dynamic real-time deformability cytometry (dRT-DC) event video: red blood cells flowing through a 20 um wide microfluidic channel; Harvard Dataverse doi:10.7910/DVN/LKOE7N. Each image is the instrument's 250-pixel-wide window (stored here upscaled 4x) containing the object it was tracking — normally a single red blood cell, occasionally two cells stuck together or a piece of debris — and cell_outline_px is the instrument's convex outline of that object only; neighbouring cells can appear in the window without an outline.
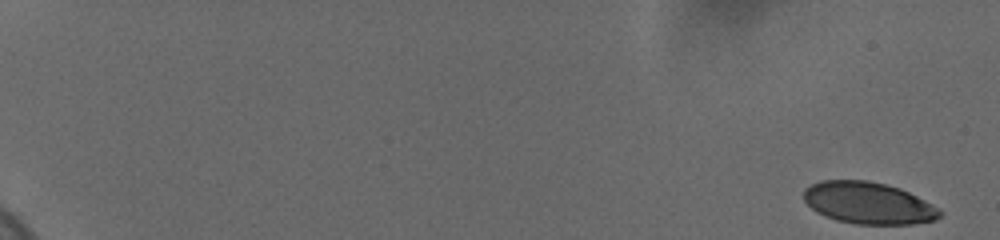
{"species": "human", "species_latin": "Homo sapiens", "temperature_condition": "cold", "stored_images_in_passage": 32, "camera_frame_rate_fps": 3000, "um_per_image_px": 0.085, "donor": {"sex": "female"}, "frame": {"image": 1, "passage_image": 1, "time_ms": 0.0, "image_size_px": [1000, 240], "cell_outline_px": [[944, 212], [936, 220], [912, 224], [856, 224], [836, 220], [824, 216], [816, 212], [804, 200], [804, 188], [820, 180], [868, 180], [900, 188], [940, 208]], "centroid_in_image_um": [73.81, 17.26], "position_along_channel_um": 11.2, "area_um2": 33.29}}
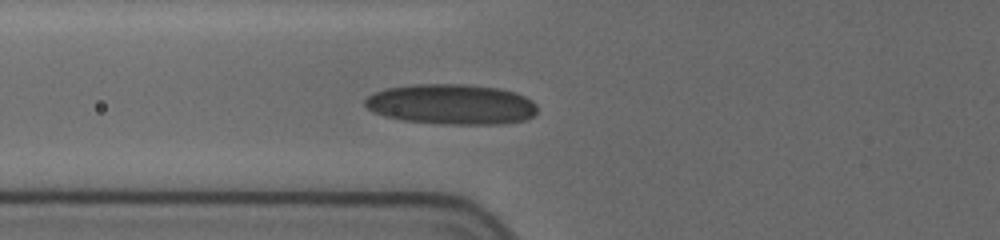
{"frame": {"image": 2, "passage_image": 19, "time_ms": 8.0, "image_size_px": [1000, 240], "cell_outline_px": [[536, 112], [532, 116], [524, 120], [500, 124], [444, 124], [404, 120], [384, 116], [372, 112], [364, 104], [364, 100], [368, 96], [384, 88], [412, 84], [464, 84], [496, 88], [512, 92], [524, 96], [532, 100], [536, 104]], "centroid_in_image_um": [38.33, 8.86], "position_along_channel_um": 87.5, "area_um2": 40.4}}
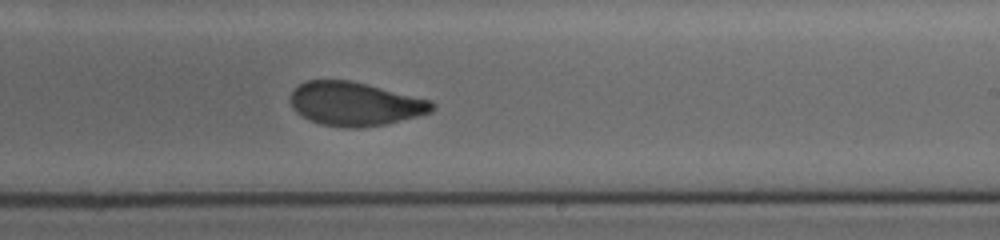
{"frame": {"image": 3, "passage_image": 32, "time_ms": 12.667, "image_size_px": [1000, 240], "cell_outline_px": [[436, 108], [432, 112], [384, 124], [360, 128], [344, 128], [320, 124], [308, 120], [296, 112], [292, 108], [292, 92], [300, 84], [308, 80], [352, 80], [432, 100], [436, 104]], "centroid_in_image_um": [30.2, 8.83], "position_along_channel_um": 258.8, "area_um2": 36.18}}